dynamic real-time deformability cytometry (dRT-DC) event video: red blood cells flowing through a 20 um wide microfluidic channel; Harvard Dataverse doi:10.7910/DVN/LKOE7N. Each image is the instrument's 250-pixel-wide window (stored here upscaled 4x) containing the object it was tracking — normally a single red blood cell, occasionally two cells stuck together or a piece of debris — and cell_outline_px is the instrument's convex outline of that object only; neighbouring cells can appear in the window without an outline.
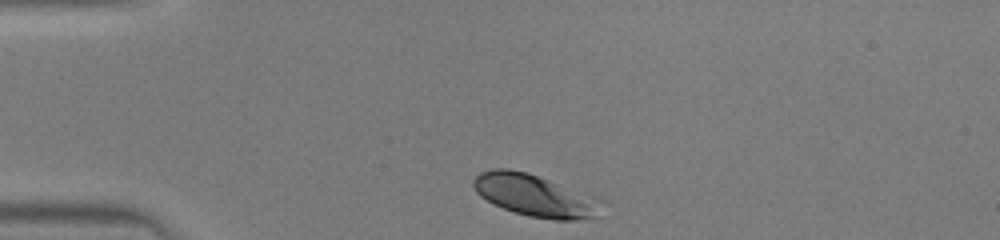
{"species": "human", "species_latin": "Homo sapiens", "temperature_condition": "warm", "stored_images_in_passage": 29, "camera_frame_rate_fps": 3000, "um_per_image_px": 0.085, "donor": {"sex": "male"}, "frame": {"image": 1, "passage_image": 1, "time_ms": 0.0, "image_size_px": [1000, 240], "cell_outline_px": [[592, 216], [576, 220], [556, 220], [528, 216], [504, 208], [480, 196], [476, 192], [472, 184], [472, 180], [480, 172], [492, 168], [508, 168], [528, 172], [592, 196]], "centroid_in_image_um": [45.23, 16.57], "position_along_channel_um": 39.8, "area_um2": 29.94}}
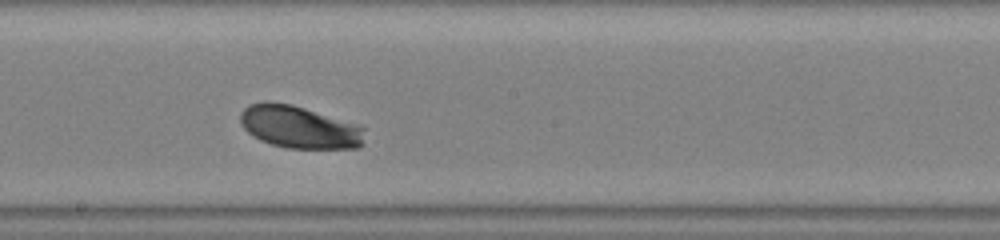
{"frame": {"image": 2, "passage_image": 16, "time_ms": 5.0, "image_size_px": [1000, 240], "cell_outline_px": [[364, 144], [360, 148], [288, 148], [272, 144], [260, 140], [252, 136], [240, 124], [240, 112], [248, 104], [268, 100], [292, 104], [364, 128]], "centroid_in_image_um": [25.37, 10.8], "position_along_channel_um": 222.8, "area_um2": 30.63}}
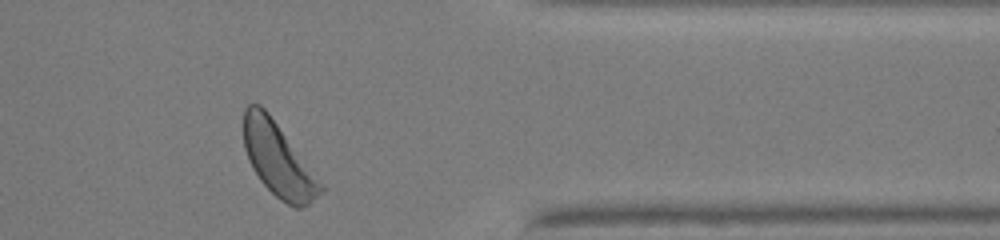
{"frame": {"image": 3, "passage_image": 28, "time_ms": 9.0, "image_size_px": [1000, 240], "cell_outline_px": [[324, 192], [308, 204], [300, 208], [296, 208], [280, 200], [260, 180], [252, 168], [248, 160], [244, 148], [244, 108], [248, 104], [260, 104], [268, 112], [324, 184]], "centroid_in_image_um": [23.66, 13.58], "position_along_channel_um": 387.7, "area_um2": 32.89}}